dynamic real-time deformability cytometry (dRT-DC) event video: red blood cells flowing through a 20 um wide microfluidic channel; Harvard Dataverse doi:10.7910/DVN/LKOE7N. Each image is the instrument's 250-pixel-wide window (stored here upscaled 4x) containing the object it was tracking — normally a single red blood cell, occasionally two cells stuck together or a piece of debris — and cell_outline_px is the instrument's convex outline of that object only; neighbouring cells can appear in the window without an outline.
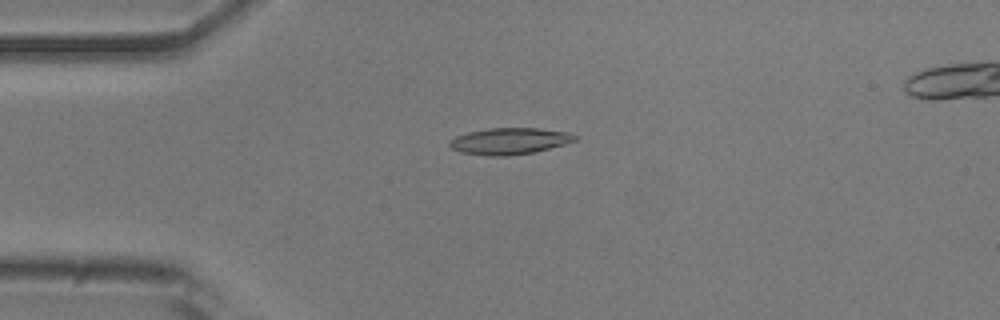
{"species": "common noctule bat (a hibernating species)", "species_latin": "Nyctalus noctula", "temperature_condition": "room temperature", "stored_images_in_passage": 9, "camera_frame_rate_fps": 3000, "um_per_image_px": 0.085, "animal": {"sex": "male", "body_mass_g": 20.5, "forearm_length_mm": 52.5}, "frame": {"image": 1, "passage_image": 2, "time_ms": 0.333, "image_size_px": [1000, 320], "cell_outline_px": [[576, 140], [564, 144], [532, 152], [508, 156], [488, 156], [460, 152], [452, 148], [448, 144], [456, 136], [468, 132], [488, 128], [540, 128], [568, 132], [576, 136]], "centroid_in_image_um": [43.29, 11.99], "position_along_channel_um": 41.7, "area_um2": 19.19}}
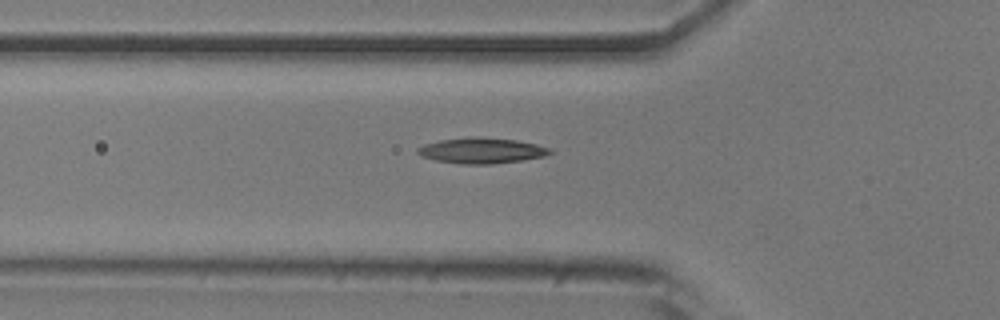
{"frame": {"image": 2, "passage_image": 7, "time_ms": 2.0, "image_size_px": [1000, 320], "cell_outline_px": [[552, 152], [544, 156], [520, 160], [492, 164], [460, 164], [436, 160], [420, 156], [416, 152], [416, 148], [424, 144], [440, 140], [468, 136], [480, 136], [516, 140], [536, 144], [552, 148]], "centroid_in_image_um": [40.9, 12.78], "position_along_channel_um": 84.9, "area_um2": 19.94}}